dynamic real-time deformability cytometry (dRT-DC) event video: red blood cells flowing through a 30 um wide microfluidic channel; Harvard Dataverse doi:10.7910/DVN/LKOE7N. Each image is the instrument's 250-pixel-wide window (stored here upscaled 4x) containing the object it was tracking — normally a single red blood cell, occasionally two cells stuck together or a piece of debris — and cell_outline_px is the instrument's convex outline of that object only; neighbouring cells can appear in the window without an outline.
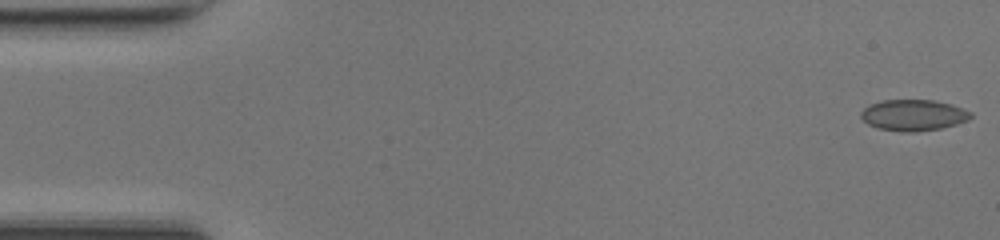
{"species": "common noctule bat (a hibernating species)", "species_latin": "Nyctalus noctula", "temperature_condition": "room temperature", "stored_images_in_passage": 49, "camera_frame_rate_fps": 3000, "um_per_image_px": 0.085, "animal": {"sex": "female", "body_mass_g": 17.0, "forearm_length_mm": 48.0}, "frame": {"image": 1, "passage_image": 1, "time_ms": 0.0, "image_size_px": [1000, 240], "cell_outline_px": [[972, 116], [968, 120], [956, 124], [940, 128], [916, 132], [904, 132], [876, 128], [868, 124], [860, 116], [860, 112], [868, 104], [884, 100], [932, 100], [952, 104], [972, 112]], "centroid_in_image_um": [77.62, 9.78], "position_along_channel_um": 7.4, "area_um2": 20.0}}
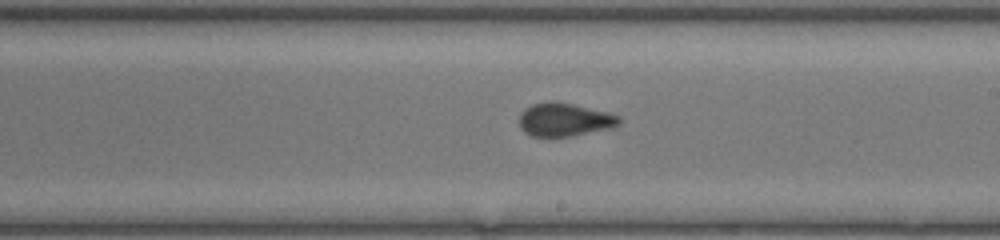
{"frame": {"image": 2, "passage_image": 28, "time_ms": 9.0, "image_size_px": [1000, 240], "cell_outline_px": [[620, 124], [608, 128], [572, 136], [532, 136], [524, 132], [520, 128], [520, 116], [524, 108], [532, 104], [572, 104], [608, 112], [620, 116]], "centroid_in_image_um": [47.99, 10.2], "position_along_channel_um": 241.0, "area_um2": 18.67}}
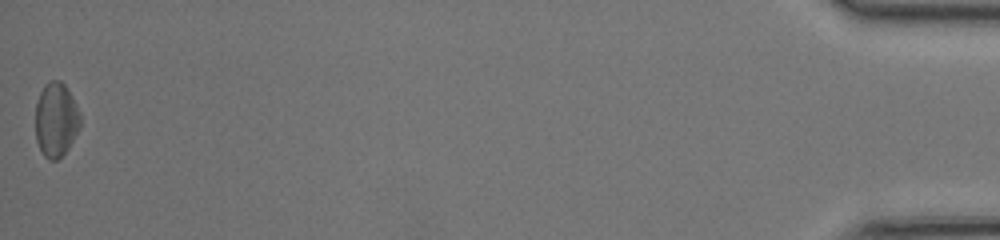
{"frame": {"image": 3, "passage_image": 49, "time_ms": 16.0, "image_size_px": [1000, 240], "cell_outline_px": [[80, 128], [68, 148], [56, 160], [48, 160], [44, 156], [36, 140], [36, 104], [40, 92], [44, 84], [48, 80], [60, 80], [68, 88], [80, 112]], "centroid_in_image_um": [4.76, 10.14], "position_along_channel_um": 430.4, "area_um2": 19.48}, "authors_computed_cell_mechanics": {"area_um2": 19.3052, "velocity_mm_per_s": 4.2217, "shape_relaxation_time_tau1_ms": null, "shape_relaxation_time_tau2_ms": 1.1703, "deformation_change_tau1": null, "deformation_change_tau2": 0.0709}}